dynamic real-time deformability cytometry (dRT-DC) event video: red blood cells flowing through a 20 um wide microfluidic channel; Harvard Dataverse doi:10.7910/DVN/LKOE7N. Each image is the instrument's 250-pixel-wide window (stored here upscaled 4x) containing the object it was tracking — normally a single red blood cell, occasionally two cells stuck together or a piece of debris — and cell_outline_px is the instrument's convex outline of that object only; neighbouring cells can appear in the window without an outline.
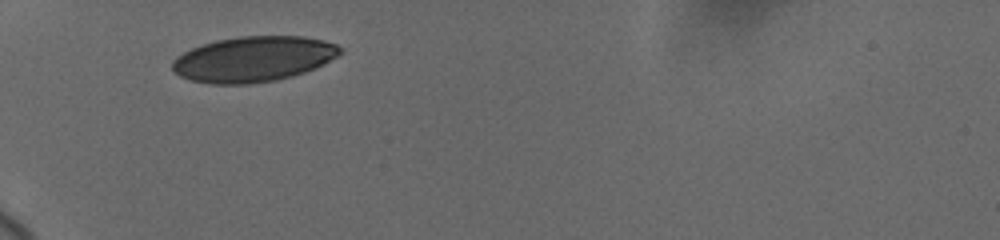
{"species": "human", "species_latin": "Homo sapiens", "temperature_condition": "cold", "stored_images_in_passage": 39, "camera_frame_rate_fps": 3000, "um_per_image_px": 0.085, "donor": {"sex": "female"}, "frame": {"image": 1, "passage_image": 1, "time_ms": 0.0, "image_size_px": [1000, 240], "cell_outline_px": [[344, 48], [336, 56], [316, 68], [292, 76], [276, 80], [248, 84], [212, 84], [192, 80], [180, 76], [172, 68], [172, 60], [176, 56], [192, 48], [216, 40], [240, 36], [304, 36], [324, 40], [336, 44]], "centroid_in_image_um": [21.54, 5.01], "position_along_channel_um": 63.5, "area_um2": 44.33}}
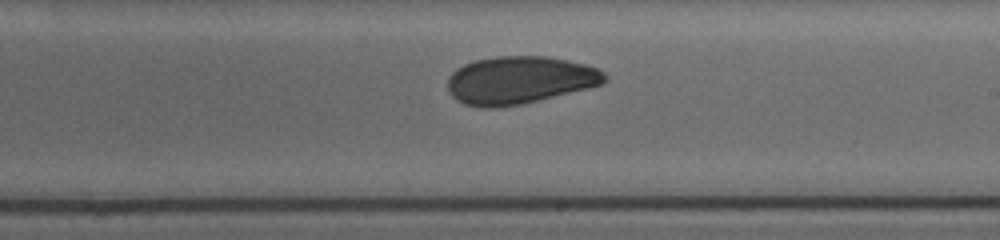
{"frame": {"image": 2, "passage_image": 23, "time_ms": 5.333, "image_size_px": [1000, 240], "cell_outline_px": [[604, 84], [588, 88], [520, 104], [496, 108], [484, 108], [464, 104], [456, 100], [448, 92], [448, 76], [456, 68], [464, 64], [476, 60], [496, 56], [544, 56], [568, 60], [600, 68], [604, 72]], "centroid_in_image_um": [44.13, 6.81], "position_along_channel_um": 244.9, "area_um2": 43.58}}
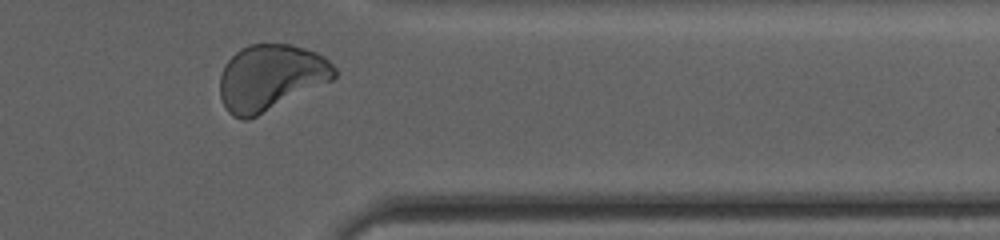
{"frame": {"image": 3, "passage_image": 38, "time_ms": 9.333, "image_size_px": [1000, 240], "cell_outline_px": [[336, 76], [332, 80], [248, 120], [244, 120], [232, 116], [228, 112], [220, 96], [220, 76], [224, 64], [240, 48], [248, 44], [292, 44], [316, 52], [324, 56], [336, 68]], "centroid_in_image_um": [22.99, 6.57], "position_along_channel_um": 388.4, "area_um2": 43.99}, "authors_computed_cell_mechanics": {"area_um2": 43.6968, "velocity_mm_per_s": 3.6676, "shape_relaxation_time_tau1_ms": 7.0018, "shape_relaxation_time_tau2_ms": 3.717, "deformation_change_tau1": 0.1216, "deformation_change_tau2": 0.0567}}